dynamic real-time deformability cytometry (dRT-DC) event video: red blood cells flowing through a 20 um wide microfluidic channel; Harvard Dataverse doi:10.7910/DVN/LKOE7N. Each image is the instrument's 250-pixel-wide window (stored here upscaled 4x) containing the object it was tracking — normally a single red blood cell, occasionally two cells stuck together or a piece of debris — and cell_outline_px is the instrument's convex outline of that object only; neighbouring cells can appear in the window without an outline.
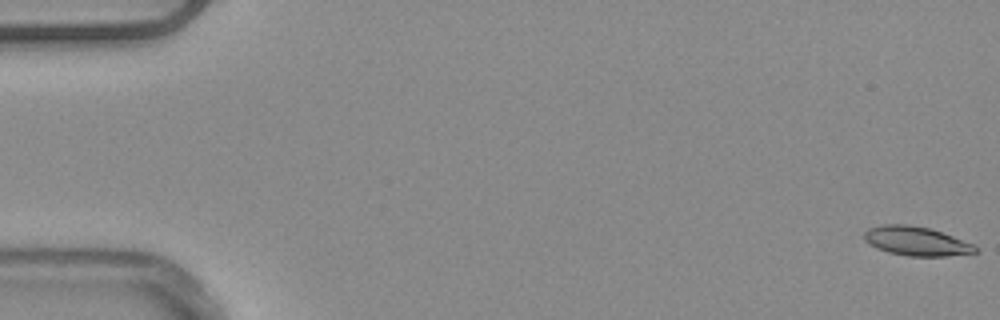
{"species": "common noctule bat (a hibernating species)", "species_latin": "Nyctalus noctula", "temperature_condition": "warm", "stored_images_in_passage": 53, "camera_frame_rate_fps": 3000, "um_per_image_px": 0.085, "animal": {"sex": "male", "body_mass_g": 20.4}, "frame": {"image": 1, "passage_image": 1, "time_ms": 0.0, "image_size_px": [1000, 320], "cell_outline_px": [[980, 252], [948, 256], [908, 256], [888, 252], [876, 248], [868, 244], [864, 240], [864, 232], [868, 228], [884, 224], [908, 224], [928, 228], [976, 244]], "centroid_in_image_um": [77.9, 20.5], "position_along_channel_um": 7.1, "area_um2": 19.02}}
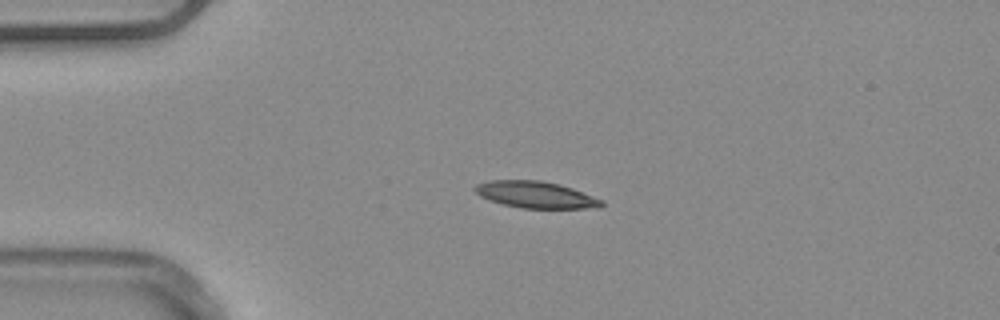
{"frame": {"image": 2, "passage_image": 13, "time_ms": 4.0, "image_size_px": [1000, 320], "cell_outline_px": [[604, 204], [600, 208], [520, 208], [488, 200], [480, 196], [472, 188], [476, 184], [488, 180], [540, 180], [560, 184], [572, 188], [604, 200]], "centroid_in_image_um": [45.53, 16.55], "position_along_channel_um": 39.5, "area_um2": 19.83}}
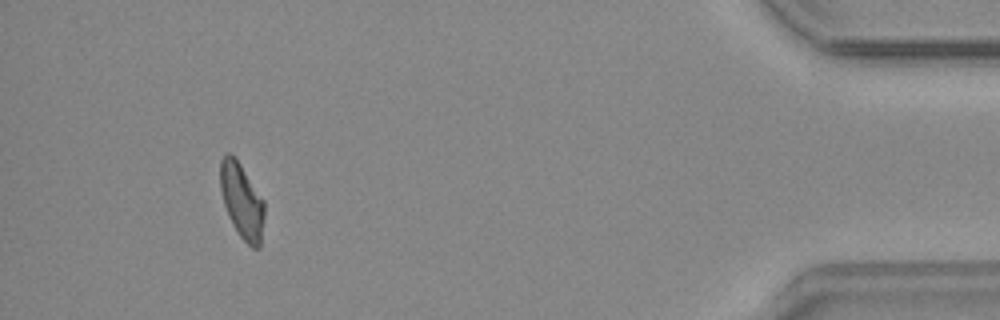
{"frame": {"image": 3, "passage_image": 49, "time_ms": 16.0, "image_size_px": [1000, 320], "cell_outline_px": [[264, 216], [260, 248], [252, 248], [240, 236], [228, 216], [224, 204], [220, 188], [220, 160], [224, 152], [232, 152], [264, 200]], "centroid_in_image_um": [20.54, 17.04], "position_along_channel_um": 414.7, "area_um2": 19.36}, "authors_computed_cell_mechanics": {"area_um2": 19.4786, "velocity_mm_per_s": 3.9176, "shape_relaxation_time_tau1_ms": 5.648, "shape_relaxation_time_tau2_ms": 7.3781, "deformation_change_tau1": 0.1711, "deformation_change_tau2": 0.1193}}